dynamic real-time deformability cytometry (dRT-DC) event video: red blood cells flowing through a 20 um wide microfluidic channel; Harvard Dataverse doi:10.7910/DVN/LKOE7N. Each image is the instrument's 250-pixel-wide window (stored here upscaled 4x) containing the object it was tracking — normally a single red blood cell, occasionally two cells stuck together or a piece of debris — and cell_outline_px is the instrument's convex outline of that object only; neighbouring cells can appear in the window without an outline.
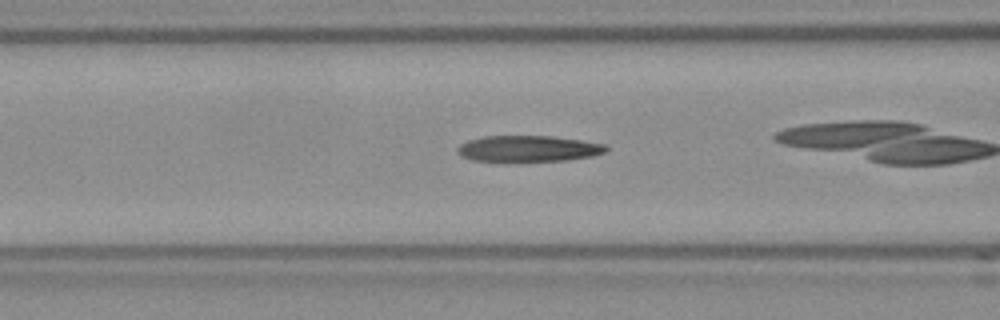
{"species": "Egyptian fruit bat (a non-hibernating species)", "species_latin": "Rousettus aegyptiacus", "temperature_condition": "room temperature", "stored_images_in_passage": 38, "camera_frame_rate_fps": 3000, "um_per_image_px": 0.085, "frame": {"image": 1, "passage_image": 17, "time_ms": 5.333, "image_size_px": [1000, 320], "cell_outline_px": [[608, 152], [592, 156], [568, 160], [472, 160], [460, 156], [456, 152], [456, 148], [460, 144], [468, 140], [484, 136], [552, 136], [608, 144]], "centroid_in_image_um": [44.94, 12.62], "position_along_channel_um": 121.7, "area_um2": 22.48}}